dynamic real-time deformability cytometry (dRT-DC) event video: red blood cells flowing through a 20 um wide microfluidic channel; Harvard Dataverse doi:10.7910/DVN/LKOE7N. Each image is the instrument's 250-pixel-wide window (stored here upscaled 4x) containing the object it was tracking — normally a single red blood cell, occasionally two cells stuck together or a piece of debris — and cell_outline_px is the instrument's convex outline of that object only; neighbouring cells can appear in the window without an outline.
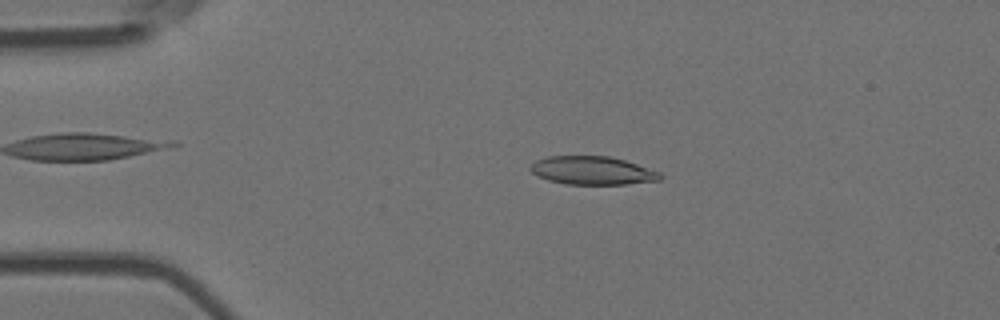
{"species": "Egyptian fruit bat (a non-hibernating species)", "species_latin": "Rousettus aegyptiacus", "temperature_condition": "room temperature", "stored_images_in_passage": 4, "camera_frame_rate_fps": 3000, "um_per_image_px": 0.085, "animal": {"sex": "female"}, "frame": {"image": 1, "passage_image": 2, "time_ms": 0.333, "image_size_px": [1000, 320], "cell_outline_px": [[664, 176], [660, 180], [624, 184], [564, 184], [548, 180], [532, 172], [528, 168], [536, 160], [548, 156], [608, 156], [624, 160], [660, 172]], "centroid_in_image_um": [50.35, 14.49], "position_along_channel_um": 34.7, "area_um2": 21.27}}
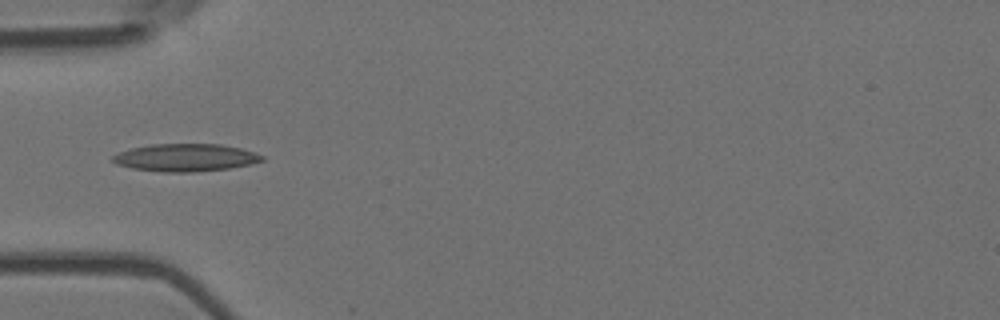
{"frame": {"image": 2, "passage_image": 4, "time_ms": 1.0, "image_size_px": [1000, 320], "cell_outline_px": [[264, 160], [248, 164], [228, 168], [192, 172], [160, 172], [132, 168], [116, 164], [112, 160], [112, 156], [116, 152], [148, 144], [220, 144], [240, 148], [256, 152], [264, 156]], "centroid_in_image_um": [15.73, 13.39], "position_along_channel_um": 69.3, "area_um2": 24.04}}